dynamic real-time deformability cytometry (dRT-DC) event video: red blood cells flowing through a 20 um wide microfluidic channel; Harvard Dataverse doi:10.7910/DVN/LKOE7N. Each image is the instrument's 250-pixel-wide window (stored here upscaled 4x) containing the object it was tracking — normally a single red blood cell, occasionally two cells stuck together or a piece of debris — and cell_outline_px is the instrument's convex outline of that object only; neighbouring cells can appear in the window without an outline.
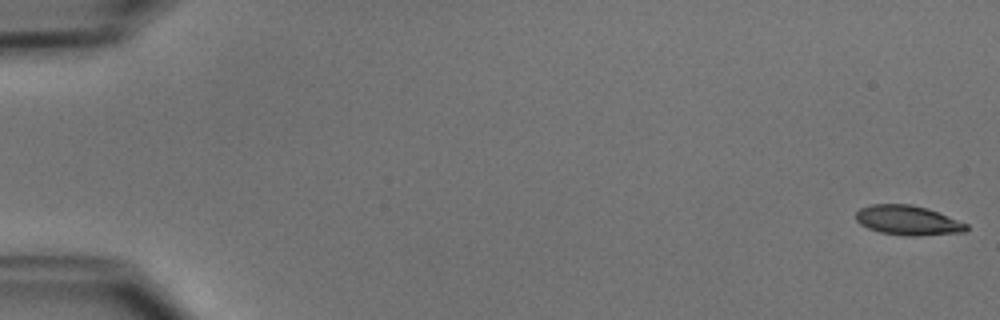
{"species": "common noctule bat (a hibernating species)", "species_latin": "Nyctalus noctula", "temperature_condition": "cold", "stored_images_in_passage": 52, "camera_frame_rate_fps": 3000, "um_per_image_px": 0.085, "animal": {"sex": "male", "body_mass_g": 15.6}, "frame": {"image": 1, "passage_image": 1, "time_ms": 0.0, "image_size_px": [1000, 320], "cell_outline_px": [[968, 228], [964, 232], [920, 236], [904, 236], [880, 232], [868, 228], [860, 224], [856, 220], [856, 212], [860, 208], [872, 204], [912, 204], [936, 212], [968, 224]], "centroid_in_image_um": [77.14, 18.74], "position_along_channel_um": 7.9, "area_um2": 18.96}}
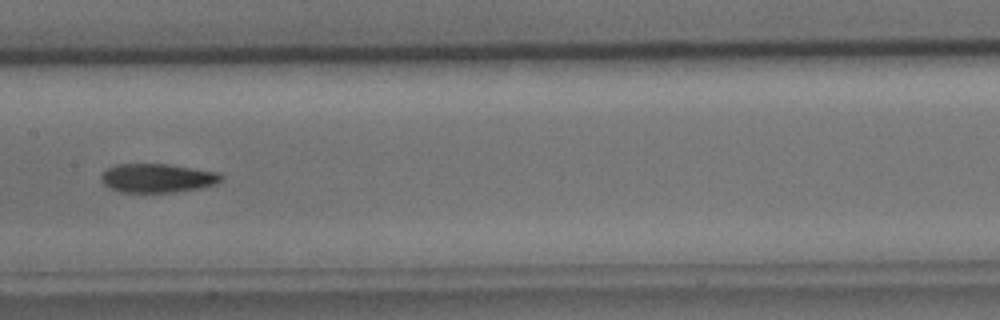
{"frame": {"image": 2, "passage_image": 27, "time_ms": 8.667, "image_size_px": [1000, 320], "cell_outline_px": [[224, 176], [216, 184], [200, 188], [172, 192], [120, 192], [108, 188], [100, 180], [100, 176], [108, 168], [116, 164], [168, 164], [220, 172]], "centroid_in_image_um": [13.37, 15.13], "position_along_channel_um": 194.0, "area_um2": 20.29}}
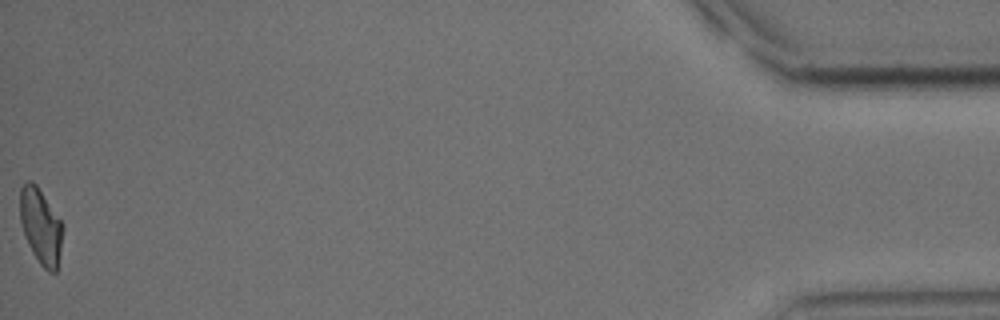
{"frame": {"image": 3, "passage_image": 52, "time_ms": 17.0, "image_size_px": [1000, 320], "cell_outline_px": [[64, 228], [56, 272], [48, 272], [40, 264], [32, 252], [28, 244], [20, 220], [20, 188], [28, 180], [32, 180], [36, 184], [64, 224]], "centroid_in_image_um": [3.47, 19.21], "position_along_channel_um": 431.7, "area_um2": 18.79}, "authors_computed_cell_mechanics": {"area_um2": 19.941, "velocity_mm_per_s": 3.9362, "shape_relaxation_time_tau1_ms": 4.5342, "shape_relaxation_time_tau2_ms": 3.8297, "deformation_change_tau1": 0.1391, "deformation_change_tau2": 0.1048}}